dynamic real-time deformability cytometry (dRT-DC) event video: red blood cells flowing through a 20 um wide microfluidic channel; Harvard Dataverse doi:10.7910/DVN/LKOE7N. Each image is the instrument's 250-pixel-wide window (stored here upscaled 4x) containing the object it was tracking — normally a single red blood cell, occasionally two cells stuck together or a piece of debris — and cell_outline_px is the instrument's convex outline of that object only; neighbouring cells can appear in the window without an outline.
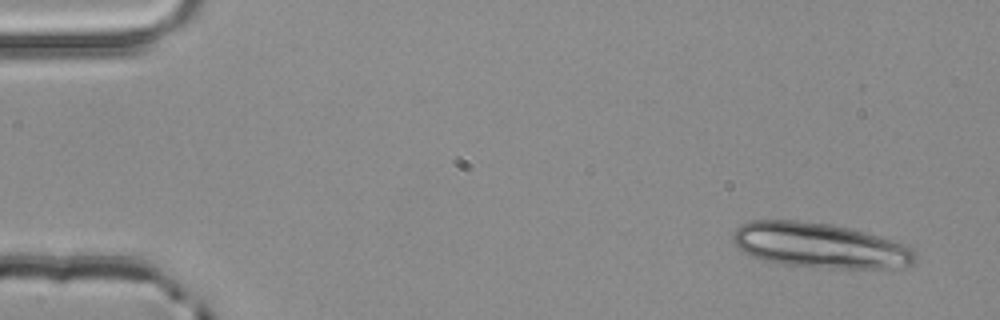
{"species": "common noctule bat (a hibernating species)", "species_latin": "Nyctalus noctula", "temperature_condition": "room temperature", "stored_images_in_passage": 4, "camera_frame_rate_fps": 3000, "um_per_image_px": 0.085, "animal": {"sex": "male", "body_mass_g": 20.4}, "frame": {"image": 1, "passage_image": 1, "time_ms": 0.0, "image_size_px": [1000, 320], "cell_outline_px": [[916, 260], [912, 264], [900, 268], [832, 268], [780, 264], [760, 260], [736, 248], [732, 240], [732, 236], [736, 228], [740, 224], [752, 220], [796, 220], [832, 224], [864, 232], [908, 244], [916, 252]], "centroid_in_image_um": [69.67, 20.86], "position_along_channel_um": 15.3, "area_um2": 48.32}}